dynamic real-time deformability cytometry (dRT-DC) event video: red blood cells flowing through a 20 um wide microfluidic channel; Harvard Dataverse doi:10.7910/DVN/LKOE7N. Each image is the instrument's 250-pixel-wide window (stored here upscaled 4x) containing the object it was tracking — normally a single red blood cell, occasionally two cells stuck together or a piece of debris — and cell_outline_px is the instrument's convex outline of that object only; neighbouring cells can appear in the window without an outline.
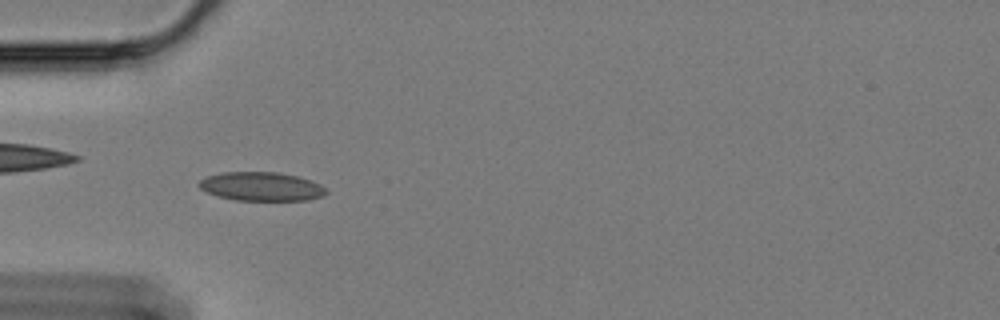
{"species": "Egyptian fruit bat (a non-hibernating species)", "species_latin": "Rousettus aegyptiacus", "temperature_condition": "cold", "stored_images_in_passage": 53, "camera_frame_rate_fps": 3000, "um_per_image_px": 0.085, "animal": {"sex": "female"}, "frame": {"image": 1, "passage_image": 12, "time_ms": 3.667, "image_size_px": [1000, 320], "cell_outline_px": [[328, 192], [324, 196], [308, 200], [236, 200], [216, 196], [200, 188], [196, 184], [200, 180], [208, 176], [220, 172], [280, 172], [312, 180], [320, 184]], "centroid_in_image_um": [22.22, 15.85], "position_along_channel_um": 62.8, "area_um2": 21.44}}
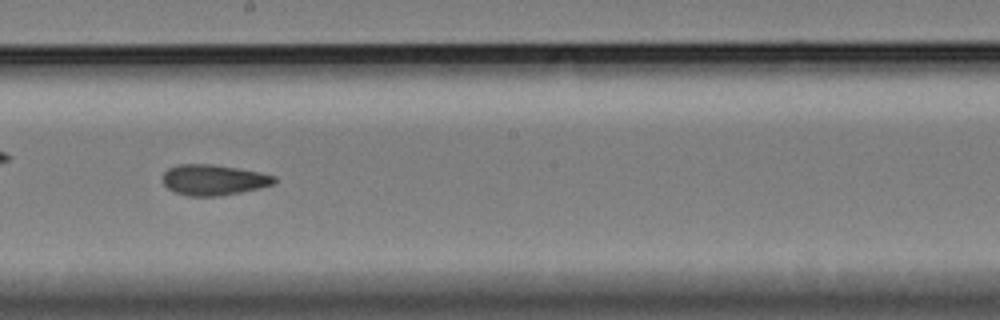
{"frame": {"image": 2, "passage_image": 27, "time_ms": 8.667, "image_size_px": [1000, 320], "cell_outline_px": [[276, 184], [260, 188], [220, 196], [188, 196], [176, 192], [168, 188], [164, 184], [164, 172], [168, 168], [176, 164], [212, 164], [260, 172], [276, 176]], "centroid_in_image_um": [18.18, 15.29], "position_along_channel_um": 230.0, "area_um2": 19.94}}
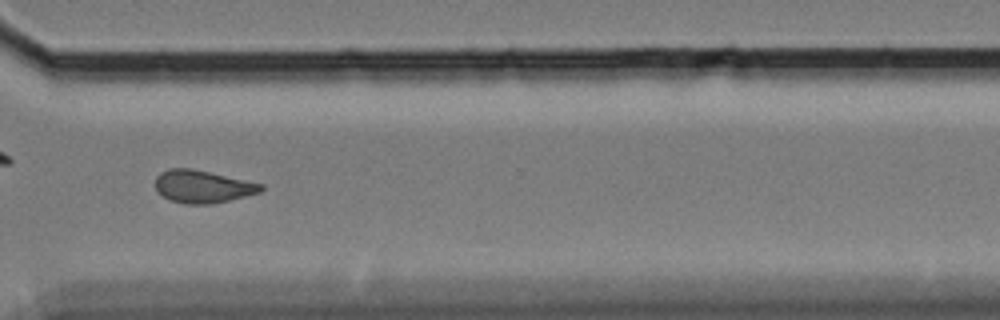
{"frame": {"image": 3, "passage_image": 38, "time_ms": 12.333, "image_size_px": [1000, 320], "cell_outline_px": [[264, 188], [260, 192], [212, 204], [184, 204], [168, 200], [156, 192], [156, 176], [160, 172], [168, 168], [192, 168], [264, 184]], "centroid_in_image_um": [17.18, 15.85], "position_along_channel_um": 353.4, "area_um2": 20.23}, "authors_computed_cell_mechanics": {"area_um2": 19.941, "velocity_mm_per_s": 3.3638, "shape_relaxation_time_tau1_ms": null, "shape_relaxation_time_tau2_ms": 4.0577, "deformation_change_tau1": null, "deformation_change_tau2": 0.0939}}